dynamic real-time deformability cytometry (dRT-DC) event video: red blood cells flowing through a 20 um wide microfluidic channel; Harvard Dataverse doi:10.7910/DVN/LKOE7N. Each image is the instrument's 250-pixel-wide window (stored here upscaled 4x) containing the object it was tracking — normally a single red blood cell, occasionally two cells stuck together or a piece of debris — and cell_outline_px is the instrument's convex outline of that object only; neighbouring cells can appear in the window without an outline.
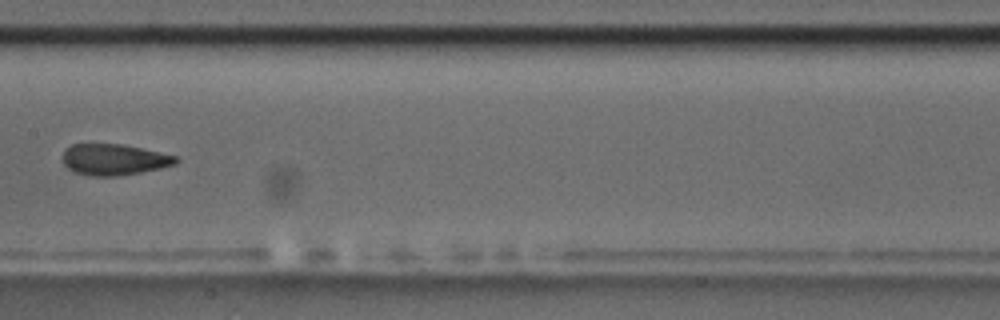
{"species": "common noctule bat (a hibernating species)", "species_latin": "Nyctalus noctula", "temperature_condition": "room temperature", "stored_images_in_passage": 9, "camera_frame_rate_fps": 3000, "um_per_image_px": 0.085, "animal": {"sex": "male", "body_mass_g": 17.5, "forearm_length_mm": 52.3}, "frame": {"image": 1, "passage_image": 9, "time_ms": 9.333, "image_size_px": [1000, 320], "cell_outline_px": [[180, 160], [176, 164], [160, 168], [120, 176], [88, 176], [72, 172], [64, 164], [60, 156], [64, 148], [72, 144], [120, 144], [180, 156]], "centroid_in_image_um": [9.66, 13.57], "position_along_channel_um": 197.7, "area_um2": 20.92}}